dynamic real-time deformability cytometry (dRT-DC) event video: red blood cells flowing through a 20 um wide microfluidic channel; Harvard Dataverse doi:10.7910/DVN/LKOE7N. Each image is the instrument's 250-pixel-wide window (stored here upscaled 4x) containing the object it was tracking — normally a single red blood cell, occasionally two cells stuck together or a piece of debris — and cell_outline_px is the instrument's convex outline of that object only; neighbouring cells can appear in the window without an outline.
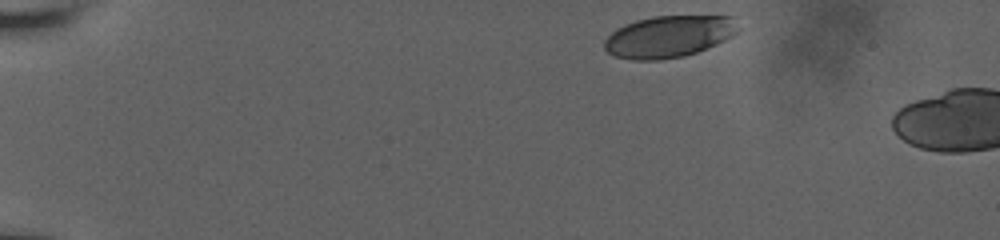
{"species": "human", "species_latin": "Homo sapiens", "temperature_condition": "room temperature", "stored_images_in_passage": 6, "camera_frame_rate_fps": 3000, "um_per_image_px": 0.085, "donor": {"sex": "male"}, "frame": {"image": 1, "passage_image": 1, "time_ms": 0.0, "image_size_px": [1000, 240], "cell_outline_px": [[740, 28], [732, 36], [716, 44], [696, 52], [684, 56], [660, 60], [632, 60], [612, 56], [604, 48], [604, 40], [616, 28], [624, 24], [636, 20], [652, 16], [732, 16]], "centroid_in_image_um": [56.82, 3.1], "position_along_channel_um": 28.2, "area_um2": 32.71}}